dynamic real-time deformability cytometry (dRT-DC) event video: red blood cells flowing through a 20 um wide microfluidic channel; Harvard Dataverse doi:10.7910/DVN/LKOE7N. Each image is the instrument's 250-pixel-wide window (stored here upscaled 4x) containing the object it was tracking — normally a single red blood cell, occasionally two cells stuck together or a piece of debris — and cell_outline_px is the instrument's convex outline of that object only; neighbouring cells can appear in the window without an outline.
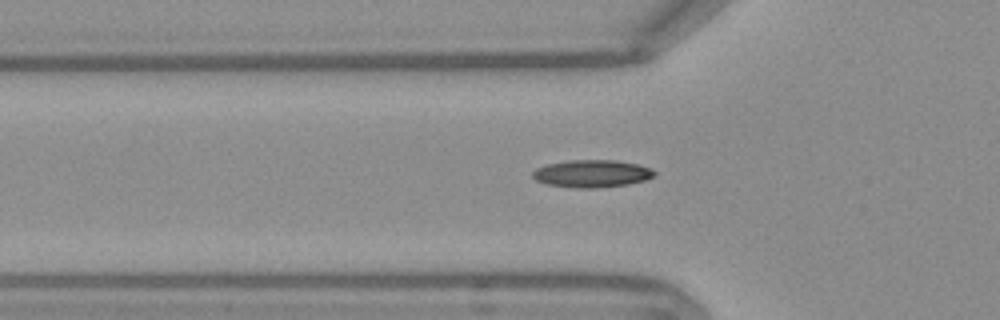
{"species": "Egyptian fruit bat (a non-hibernating species)", "species_latin": "Rousettus aegyptiacus", "temperature_condition": "warm", "stored_images_in_passage": 33, "camera_frame_rate_fps": 3000, "um_per_image_px": 0.085, "frame": {"image": 1, "passage_image": 4, "time_ms": 1.0, "image_size_px": [1000, 320], "cell_outline_px": [[656, 172], [652, 176], [644, 180], [628, 184], [596, 188], [580, 188], [548, 184], [536, 180], [532, 176], [532, 172], [536, 168], [548, 164], [568, 160], [616, 160], [640, 164], [652, 168]], "centroid_in_image_um": [50.33, 14.74], "position_along_channel_um": 75.5, "area_um2": 19.42}}
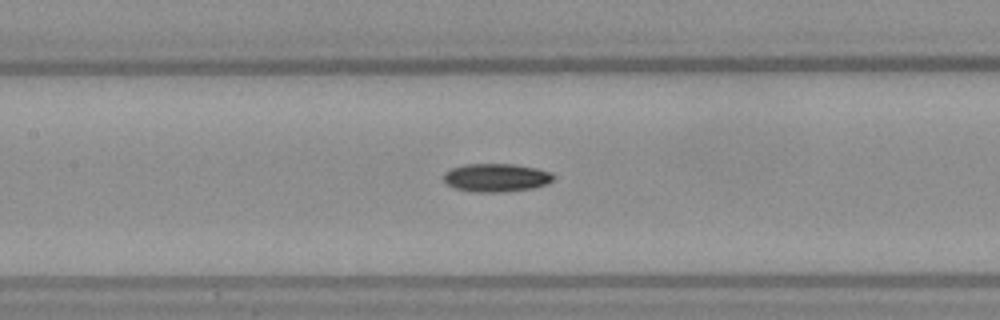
{"frame": {"image": 2, "passage_image": 11, "time_ms": 3.333, "image_size_px": [1000, 320], "cell_outline_px": [[556, 176], [548, 184], [532, 188], [500, 192], [476, 192], [456, 188], [448, 184], [444, 180], [444, 172], [452, 168], [464, 164], [512, 164], [536, 168], [552, 172]], "centroid_in_image_um": [42.21, 15.09], "position_along_channel_um": 165.2, "area_um2": 18.03}}
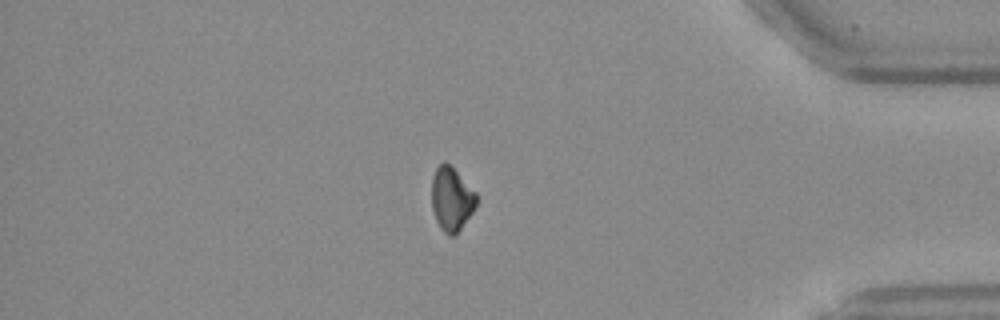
{"frame": {"image": 3, "passage_image": 32, "time_ms": 10.333, "image_size_px": [1000, 320], "cell_outline_px": [[476, 204], [472, 212], [456, 236], [448, 236], [440, 228], [436, 220], [432, 208], [432, 176], [436, 168], [444, 160], [476, 192]], "centroid_in_image_um": [38.36, 16.95], "position_along_channel_um": 396.8, "area_um2": 16.47}}